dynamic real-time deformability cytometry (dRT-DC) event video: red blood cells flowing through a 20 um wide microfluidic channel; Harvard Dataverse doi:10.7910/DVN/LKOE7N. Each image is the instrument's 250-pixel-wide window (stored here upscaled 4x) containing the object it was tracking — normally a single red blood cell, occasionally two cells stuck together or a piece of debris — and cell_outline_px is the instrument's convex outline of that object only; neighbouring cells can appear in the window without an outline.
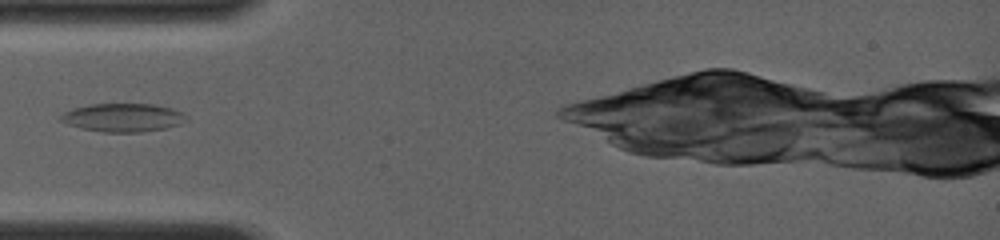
{"species": "common noctule bat (a hibernating species)", "species_latin": "Nyctalus noctula", "temperature_condition": "room temperature", "stored_images_in_passage": 1, "camera_frame_rate_fps": 4000, "um_per_image_px": 0.085, "animal": {"sex": "female", "body_mass_g": 19.0, "forearm_length_mm": 56.7}, "frame": {"image": 1, "passage_image": 1, "time_ms": 0.0, "image_size_px": [1000, 240], "cell_outline_px": [[188, 120], [180, 124], [164, 128], [140, 132], [104, 132], [80, 128], [56, 120], [64, 112], [72, 108], [88, 104], [152, 104], [172, 108], [188, 116]], "centroid_in_image_um": [10.42, 9.99], "position_along_channel_um": 74.6, "area_um2": 20.87}}